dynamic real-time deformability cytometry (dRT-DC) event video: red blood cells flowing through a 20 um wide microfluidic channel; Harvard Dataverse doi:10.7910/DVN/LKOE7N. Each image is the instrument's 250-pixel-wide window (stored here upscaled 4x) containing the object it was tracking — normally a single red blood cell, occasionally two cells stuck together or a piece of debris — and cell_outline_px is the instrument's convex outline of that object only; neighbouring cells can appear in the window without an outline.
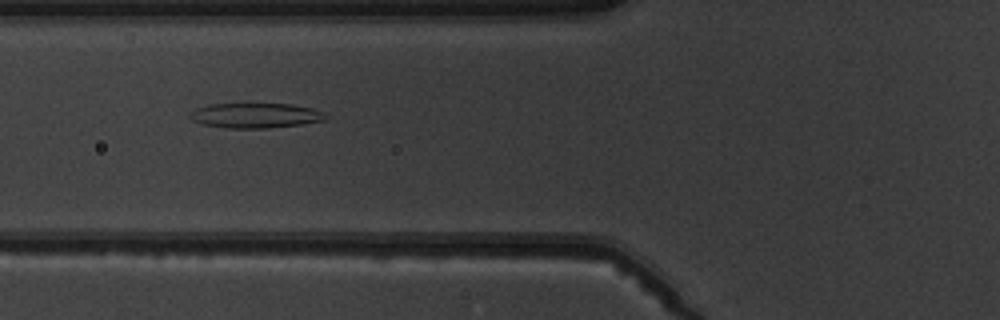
{"species": "common noctule bat (a hibernating species)", "species_latin": "Nyctalus noctula", "temperature_condition": "warm", "stored_images_in_passage": 9, "camera_frame_rate_fps": 3000, "um_per_image_px": 0.085, "animal": {"sex": "male", "body_mass_g": 19.5, "forearm_length_mm": 54.6}, "frame": {"image": 1, "passage_image": 6, "time_ms": 6.667, "image_size_px": [1000, 320], "cell_outline_px": [[328, 116], [324, 120], [300, 124], [268, 128], [224, 128], [204, 124], [192, 120], [188, 116], [188, 112], [196, 108], [208, 104], [292, 104], [312, 108], [324, 112]], "centroid_in_image_um": [21.68, 9.81], "position_along_channel_um": 104.1, "area_um2": 19.77}}
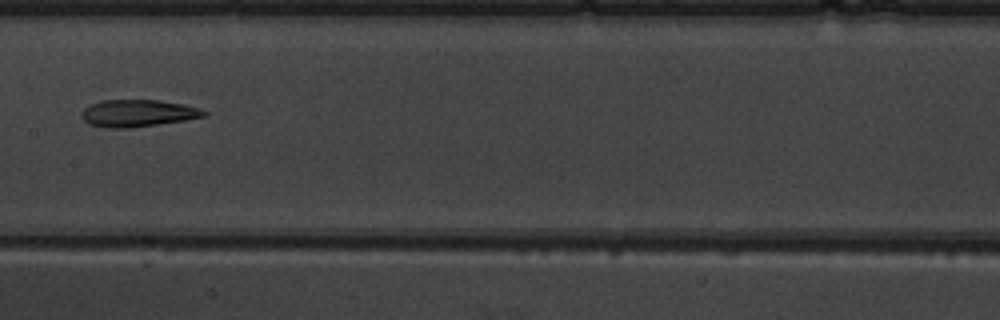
{"frame": {"image": 2, "passage_image": 8, "time_ms": 9.0, "image_size_px": [1000, 320], "cell_outline_px": [[208, 112], [204, 116], [184, 120], [128, 128], [108, 128], [88, 124], [80, 116], [80, 112], [84, 108], [100, 100], [160, 100], [184, 104], [200, 108]], "centroid_in_image_um": [11.68, 9.61], "position_along_channel_um": 195.7, "area_um2": 19.31}}
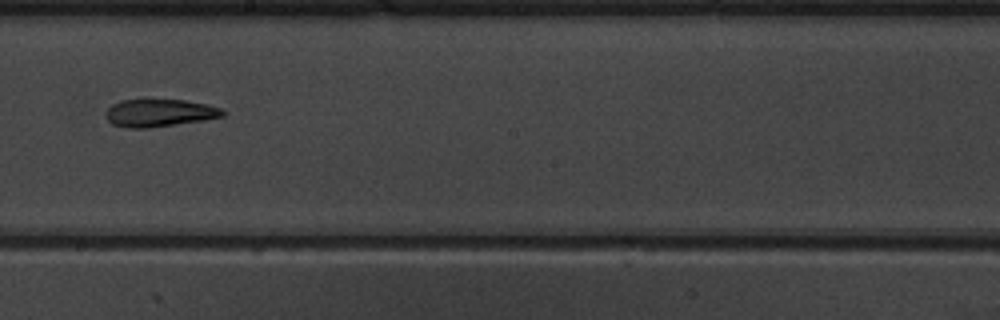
{"frame": {"image": 3, "passage_image": 9, "time_ms": 10.0, "image_size_px": [1000, 320], "cell_outline_px": [[228, 112], [224, 116], [204, 120], [148, 128], [124, 128], [112, 124], [104, 116], [104, 112], [112, 104], [120, 100], [144, 96], [184, 100], [208, 104], [220, 108]], "centroid_in_image_um": [13.5, 9.55], "position_along_channel_um": 234.7, "area_um2": 19.88}}